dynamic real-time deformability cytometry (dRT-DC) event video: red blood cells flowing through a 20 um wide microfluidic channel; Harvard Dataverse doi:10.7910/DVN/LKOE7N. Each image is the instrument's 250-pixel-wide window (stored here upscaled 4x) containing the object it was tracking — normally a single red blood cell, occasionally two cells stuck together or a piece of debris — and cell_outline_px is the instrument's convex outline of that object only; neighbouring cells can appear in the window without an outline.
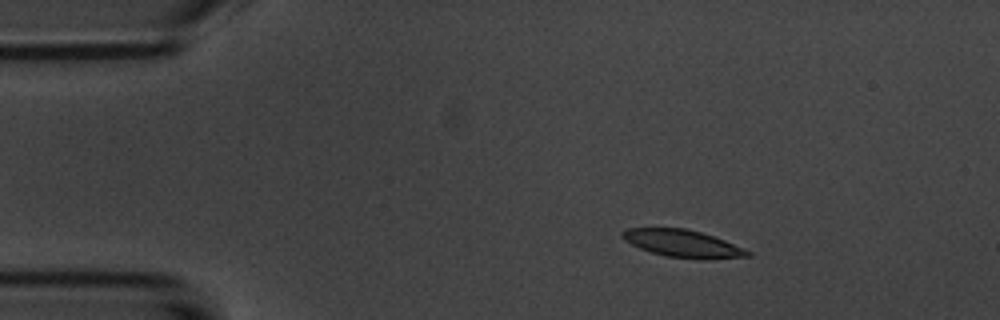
{"species": "common noctule bat (a hibernating species)", "species_latin": "Nyctalus noctula", "temperature_condition": "room temperature", "stored_images_in_passage": 53, "camera_frame_rate_fps": 3000, "um_per_image_px": 0.085, "animal": {"sex": "male", "body_mass_g": 20.1, "forearm_length_mm": 53.5}, "frame": {"image": 1, "passage_image": 8, "time_ms": 2.333, "image_size_px": [1000, 320], "cell_outline_px": [[752, 256], [708, 260], [700, 260], [664, 256], [640, 248], [624, 240], [620, 236], [620, 232], [624, 228], [684, 228], [700, 232], [724, 240], [744, 248], [752, 252]], "centroid_in_image_um": [58.04, 20.72], "position_along_channel_um": 27.0, "area_um2": 20.23}}
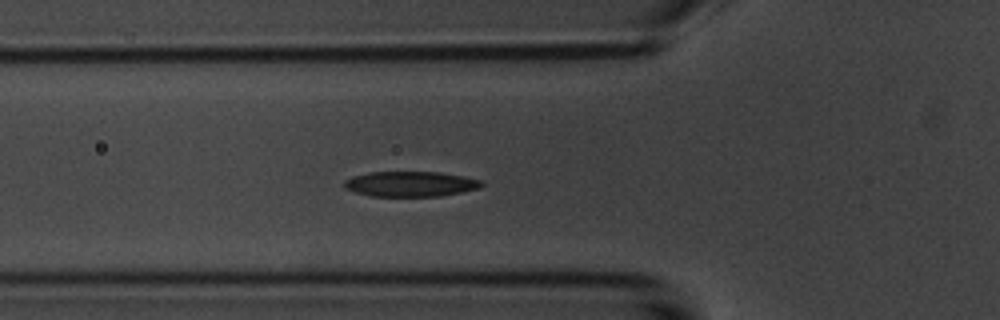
{"frame": {"image": 2, "passage_image": 18, "time_ms": 5.667, "image_size_px": [1000, 320], "cell_outline_px": [[484, 184], [480, 188], [440, 196], [372, 196], [356, 192], [344, 188], [344, 180], [352, 176], [372, 172], [440, 172], [464, 176], [484, 180]], "centroid_in_image_um": [34.92, 15.63], "position_along_channel_um": 90.9, "area_um2": 20.23}}
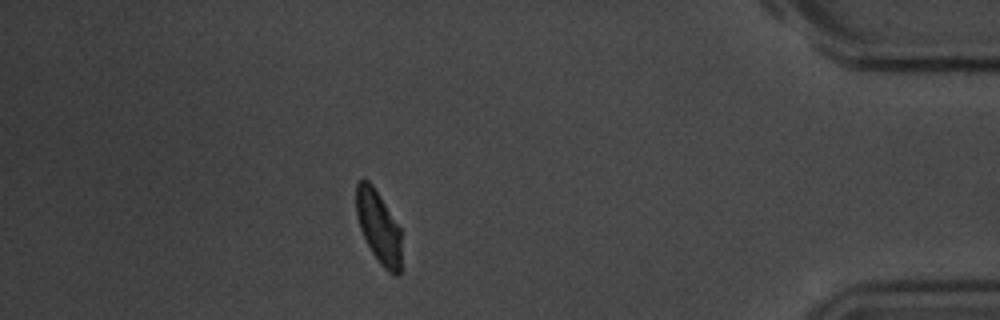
{"frame": {"image": 3, "passage_image": 47, "time_ms": 15.333, "image_size_px": [1000, 320], "cell_outline_px": [[400, 276], [396, 276], [388, 272], [380, 264], [372, 252], [360, 228], [356, 216], [356, 184], [360, 180], [368, 180], [372, 184], [400, 228]], "centroid_in_image_um": [32.17, 19.3], "position_along_channel_um": 403.0, "area_um2": 18.84}, "authors_computed_cell_mechanics": {"area_um2": 20.3456, "velocity_mm_per_s": 3.6885, "shape_relaxation_time_tau1_ms": 3.221, "shape_relaxation_time_tau2_ms": 4.1536, "deformation_change_tau1": 0.129, "deformation_change_tau2": 0.1078}}